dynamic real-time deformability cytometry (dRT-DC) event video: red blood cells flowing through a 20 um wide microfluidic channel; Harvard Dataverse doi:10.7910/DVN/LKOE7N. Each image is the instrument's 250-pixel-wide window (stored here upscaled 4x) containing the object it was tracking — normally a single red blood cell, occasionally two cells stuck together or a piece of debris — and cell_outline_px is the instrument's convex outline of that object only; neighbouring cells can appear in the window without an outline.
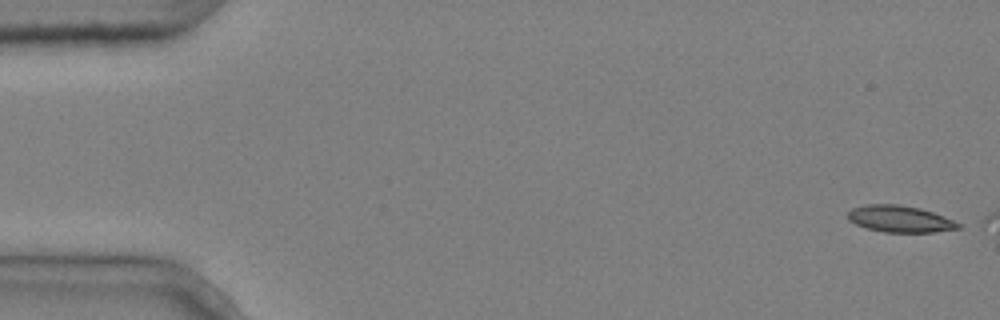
{"species": "common noctule bat (a hibernating species)", "species_latin": "Nyctalus noctula", "temperature_condition": "cold", "stored_images_in_passage": 6, "segment_of_instrument_passage": [2, 2], "camera_frame_rate_fps": 3000, "um_per_image_px": 0.085, "animal": {"sex": "male", "body_mass_g": 20.4}, "frame": {"image": 1, "passage_image": 6, "time_ms": 1.667, "image_size_px": [1000, 320], "cell_outline_px": [[960, 228], [932, 232], [884, 232], [868, 228], [856, 224], [848, 220], [848, 212], [852, 208], [868, 204], [900, 204], [920, 208], [944, 216], [960, 224]], "centroid_in_image_um": [76.47, 18.6], "position_along_channel_um": 8.5, "area_um2": 16.99}}